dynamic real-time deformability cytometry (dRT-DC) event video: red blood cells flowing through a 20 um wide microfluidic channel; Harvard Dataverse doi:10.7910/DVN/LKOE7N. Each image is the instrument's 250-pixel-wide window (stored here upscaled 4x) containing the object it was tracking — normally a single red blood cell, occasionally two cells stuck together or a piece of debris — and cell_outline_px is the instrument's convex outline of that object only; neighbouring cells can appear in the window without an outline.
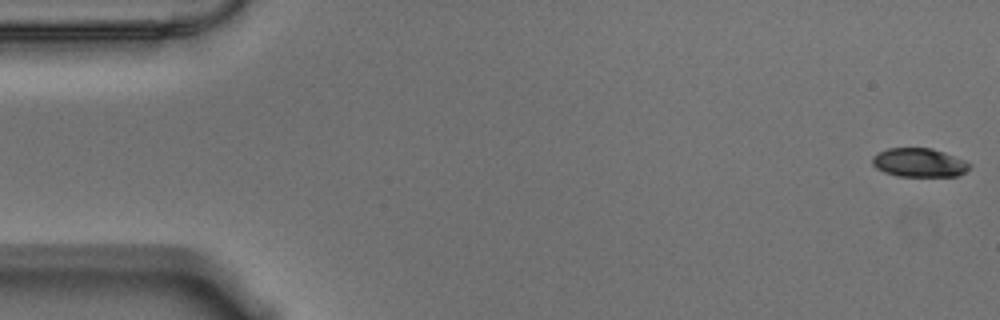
{"species": "Egyptian fruit bat (a non-hibernating species)", "species_latin": "Rousettus aegyptiacus", "temperature_condition": "warm", "stored_images_in_passage": 57, "camera_frame_rate_fps": 3000, "um_per_image_px": 0.085, "animal": {"sex": "male"}, "frame": {"image": 1, "passage_image": 1, "time_ms": 0.0, "image_size_px": [1000, 320], "cell_outline_px": [[972, 164], [964, 172], [956, 176], [900, 176], [884, 172], [876, 168], [872, 164], [872, 156], [888, 148], [932, 148], [944, 152], [964, 160]], "centroid_in_image_um": [78.11, 13.82], "position_along_channel_um": 6.9, "area_um2": 16.18}}
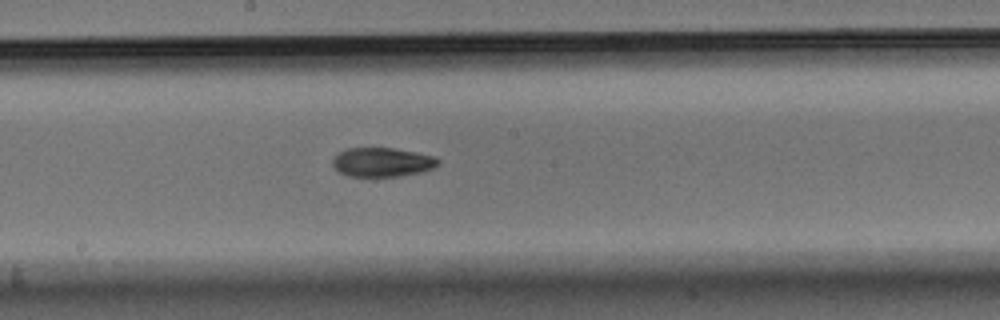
{"frame": {"image": 2, "passage_image": 30, "time_ms": 9.667, "image_size_px": [1000, 320], "cell_outline_px": [[440, 160], [432, 168], [424, 172], [396, 176], [348, 176], [336, 172], [332, 164], [332, 160], [340, 152], [348, 148], [392, 148], [416, 152], [436, 156]], "centroid_in_image_um": [32.47, 13.79], "position_along_channel_um": 215.7, "area_um2": 17.92}}
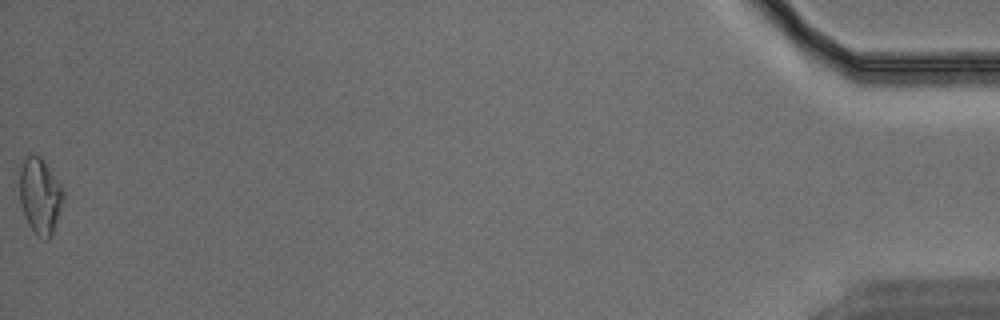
{"frame": {"image": 3, "passage_image": 57, "time_ms": 18.667, "image_size_px": [1000, 320], "cell_outline_px": [[64, 200], [52, 236], [48, 240], [44, 240], [36, 236], [28, 224], [24, 216], [20, 204], [20, 168], [28, 152], [32, 152], [40, 156], [44, 160], [64, 192]], "centroid_in_image_um": [3.39, 16.67], "position_along_channel_um": 431.8, "area_um2": 19.65}, "authors_computed_cell_mechanics": {"area_um2": 18.1492, "velocity_mm_per_s": 3.5459, "shape_relaxation_time_tau1_ms": 4.0052, "shape_relaxation_time_tau2_ms": 6.2401, "deformation_change_tau1": 0.1516, "deformation_change_tau2": 0.1214}}